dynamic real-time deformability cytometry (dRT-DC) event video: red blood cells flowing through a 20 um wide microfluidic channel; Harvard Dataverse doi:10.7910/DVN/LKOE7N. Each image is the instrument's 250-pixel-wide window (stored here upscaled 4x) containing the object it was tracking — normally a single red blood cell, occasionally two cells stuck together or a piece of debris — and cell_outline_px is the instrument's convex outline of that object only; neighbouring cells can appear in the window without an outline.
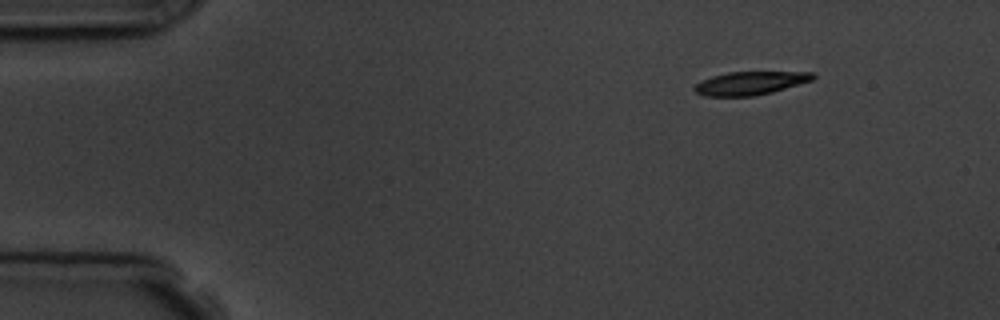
{"species": "common noctule bat (a hibernating species)", "species_latin": "Nyctalus noctula", "temperature_condition": "room temperature", "stored_images_in_passage": 4, "camera_frame_rate_fps": 3000, "um_per_image_px": 0.085, "animal": {"sex": "male", "body_mass_g": 19.5, "forearm_length_mm": 54.6}, "frame": {"image": 1, "passage_image": 1, "time_ms": 0.0, "image_size_px": [1000, 320], "cell_outline_px": [[816, 76], [812, 80], [772, 92], [752, 96], [704, 96], [696, 92], [692, 88], [696, 84], [712, 76], [728, 72], [816, 72]], "centroid_in_image_um": [63.78, 7.06], "position_along_channel_um": 21.2, "area_um2": 15.95}}
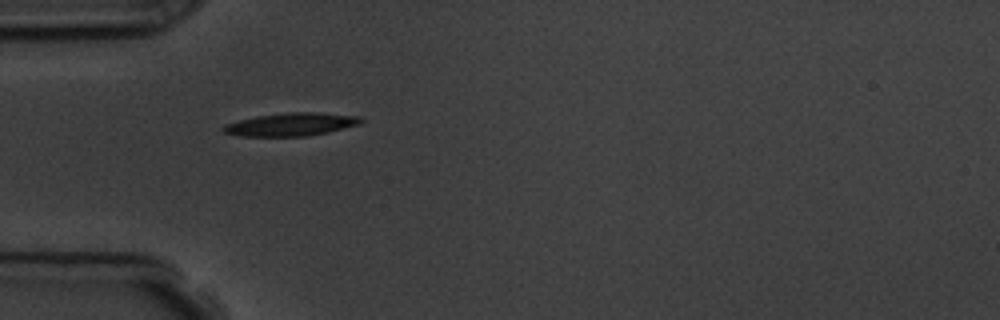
{"frame": {"image": 2, "passage_image": 4, "time_ms": 3.333, "image_size_px": [1000, 320], "cell_outline_px": [[364, 120], [360, 124], [328, 132], [308, 136], [240, 136], [224, 132], [220, 128], [224, 124], [256, 116], [288, 112], [316, 112], [360, 116]], "centroid_in_image_um": [24.75, 10.57], "position_along_channel_um": 60.3, "area_um2": 18.5}}